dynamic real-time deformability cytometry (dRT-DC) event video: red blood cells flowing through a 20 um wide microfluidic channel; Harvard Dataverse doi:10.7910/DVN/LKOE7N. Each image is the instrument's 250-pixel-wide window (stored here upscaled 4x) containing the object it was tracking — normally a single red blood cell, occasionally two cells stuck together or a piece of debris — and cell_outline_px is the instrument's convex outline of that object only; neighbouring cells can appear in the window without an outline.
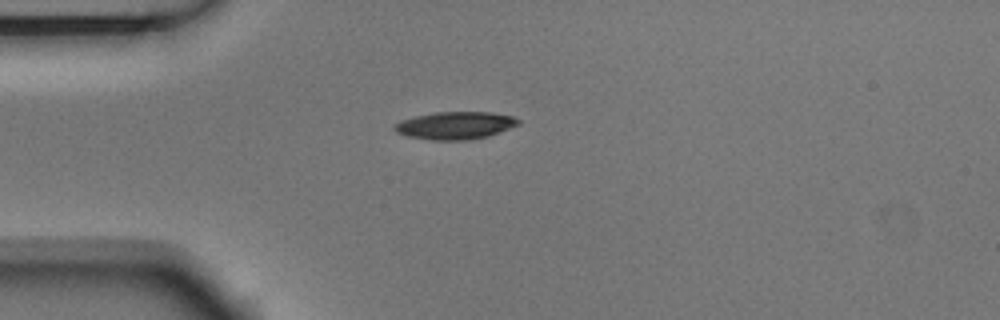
{"species": "Egyptian fruit bat (a non-hibernating species)", "species_latin": "Rousettus aegyptiacus", "temperature_condition": "room temperature", "stored_images_in_passage": 4, "camera_frame_rate_fps": 3000, "um_per_image_px": 0.085, "animal": {"sex": "male"}, "frame": {"image": 1, "passage_image": 3, "time_ms": 0.667, "image_size_px": [1000, 320], "cell_outline_px": [[520, 124], [488, 136], [468, 140], [432, 140], [408, 136], [396, 132], [392, 128], [400, 120], [416, 116], [436, 112], [492, 112], [512, 116], [520, 120]], "centroid_in_image_um": [38.69, 10.66], "position_along_channel_um": 46.3, "area_um2": 19.83}}